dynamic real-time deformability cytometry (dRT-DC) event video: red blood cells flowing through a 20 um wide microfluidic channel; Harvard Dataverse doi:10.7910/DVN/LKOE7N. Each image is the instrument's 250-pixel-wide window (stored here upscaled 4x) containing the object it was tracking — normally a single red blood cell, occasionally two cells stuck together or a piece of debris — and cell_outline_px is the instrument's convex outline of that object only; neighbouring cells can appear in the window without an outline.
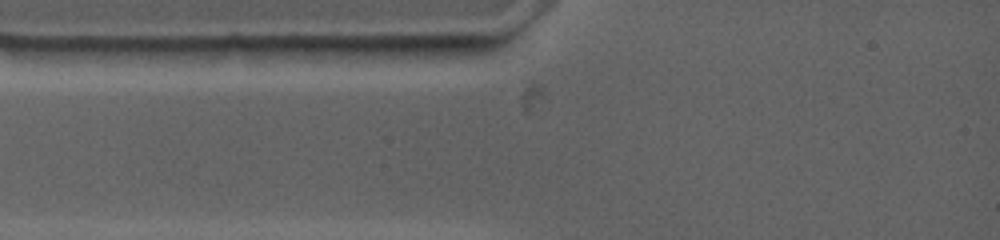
{"species": "common noctule bat (a hibernating species)", "species_latin": "Nyctalus noctula", "temperature_condition": "warm", "stored_images_in_passage": 3, "camera_frame_rate_fps": 4500, "um_per_image_px": 0.085, "animal": {"sex": "female", "body_mass_g": 19.0, "forearm_length_mm": 53.3}, "frame": {"image": 1, "passage_image": 2, "time_ms": 0.889, "image_size_px": [1000, 240], "cell_outline_px": [[272, 48], [260, 64], [160, 64], [120, 48], [228, 44], [240, 44]], "centroid_in_image_um": [17.3, 4.61], "position_along_channel_um": 67.7, "area_um2": 16.94}}